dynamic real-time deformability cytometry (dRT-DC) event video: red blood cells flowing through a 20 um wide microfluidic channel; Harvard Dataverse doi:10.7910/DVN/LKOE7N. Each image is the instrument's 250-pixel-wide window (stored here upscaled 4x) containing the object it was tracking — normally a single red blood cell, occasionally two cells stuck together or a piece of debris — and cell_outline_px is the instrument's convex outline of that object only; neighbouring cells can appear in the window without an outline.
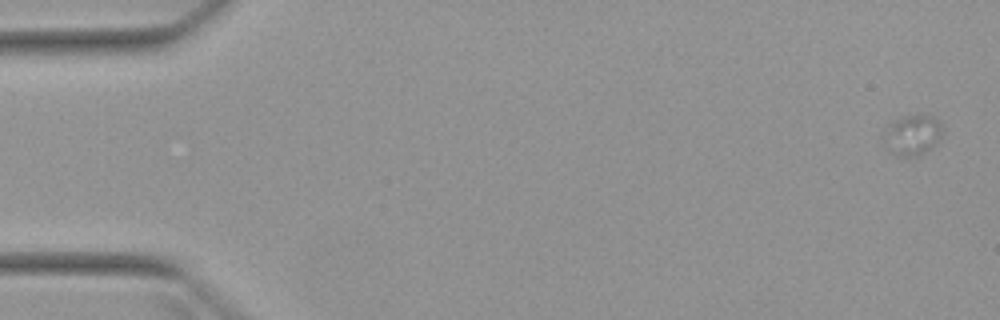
{"species": "Egyptian fruit bat (a non-hibernating species)", "species_latin": "Rousettus aegyptiacus", "temperature_condition": "warm", "stored_images_in_passage": 2, "camera_frame_rate_fps": 3000, "um_per_image_px": 0.085, "animal": {"sex": "female"}, "frame": {"image": 1, "passage_image": 1, "time_ms": 0.0, "image_size_px": [1000, 320], "cell_outline_px": [[944, 132], [936, 144], [932, 148], [920, 156], [896, 156], [888, 152], [880, 136], [888, 124], [904, 116], [932, 116], [940, 124]], "centroid_in_image_um": [77.5, 11.53], "position_along_channel_um": 7.5, "area_um2": 14.16}}
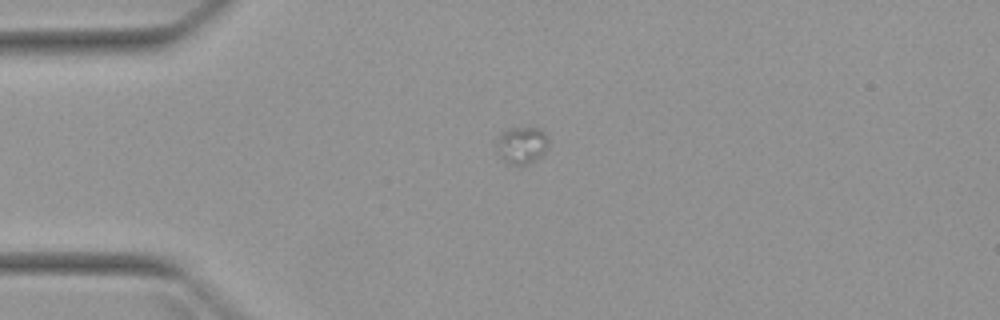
{"frame": {"image": 2, "passage_image": 2, "time_ms": 4.0, "image_size_px": [1000, 320], "cell_outline_px": [[548, 144], [544, 152], [536, 160], [528, 164], [512, 164], [504, 160], [496, 152], [500, 132], [508, 128], [540, 128], [548, 136]], "centroid_in_image_um": [44.35, 12.32], "position_along_channel_um": 40.6, "area_um2": 11.16}}